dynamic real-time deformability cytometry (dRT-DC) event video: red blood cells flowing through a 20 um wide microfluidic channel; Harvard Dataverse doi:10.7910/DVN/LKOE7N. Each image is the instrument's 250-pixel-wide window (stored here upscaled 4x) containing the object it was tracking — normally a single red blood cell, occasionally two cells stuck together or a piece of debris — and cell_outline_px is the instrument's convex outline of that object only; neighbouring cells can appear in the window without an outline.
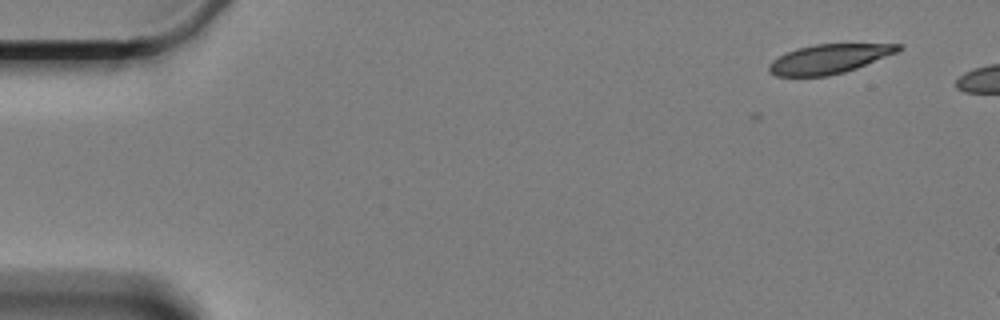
{"species": "Egyptian fruit bat (a non-hibernating species)", "species_latin": "Rousettus aegyptiacus", "temperature_condition": "cold", "stored_images_in_passage": 4, "camera_frame_rate_fps": 3000, "um_per_image_px": 0.085, "animal": {"sex": "female"}, "frame": {"image": 1, "passage_image": 1, "time_ms": 0.0, "image_size_px": [1000, 320], "cell_outline_px": [[904, 48], [896, 52], [856, 68], [844, 72], [828, 76], [776, 76], [768, 72], [768, 64], [772, 60], [796, 48], [812, 44], [904, 44]], "centroid_in_image_um": [70.44, 5.0], "position_along_channel_um": 14.6, "area_um2": 21.96}}